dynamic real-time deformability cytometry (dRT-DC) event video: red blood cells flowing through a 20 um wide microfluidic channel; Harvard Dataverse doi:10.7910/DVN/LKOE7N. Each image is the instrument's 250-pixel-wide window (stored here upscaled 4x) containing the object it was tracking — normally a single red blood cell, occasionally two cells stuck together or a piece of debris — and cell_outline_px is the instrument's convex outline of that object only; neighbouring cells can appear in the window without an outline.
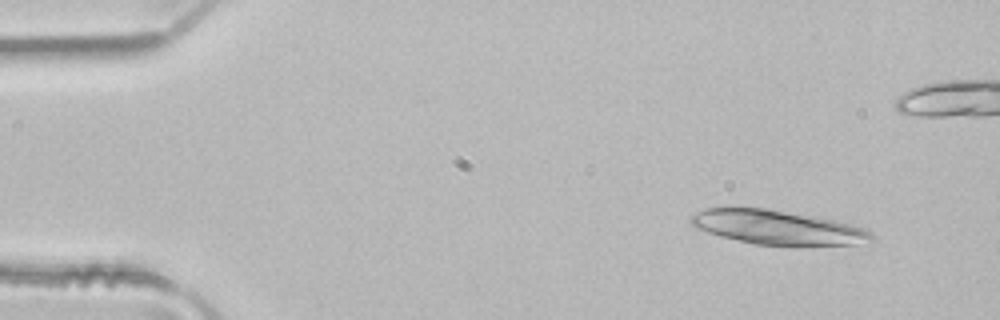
{"species": "common noctule bat (a hibernating species)", "species_latin": "Nyctalus noctula", "temperature_condition": "room temperature", "stored_images_in_passage": 8, "segment_of_instrument_passage": [1, 2], "camera_frame_rate_fps": 3000, "um_per_image_px": 0.085, "animal": {"sex": "male", "body_mass_g": 21.5, "forearm_length_mm": 52.0}, "frame": {"image": 1, "passage_image": 2, "time_ms": 0.333, "image_size_px": [1000, 320], "cell_outline_px": [[876, 240], [856, 244], [756, 244], [720, 236], [696, 228], [688, 220], [688, 216], [704, 208], [736, 204], [768, 208], [816, 216], [836, 220], [852, 224], [872, 232], [876, 236]], "centroid_in_image_um": [65.99, 19.25], "position_along_channel_um": 19.0, "area_um2": 36.7}}